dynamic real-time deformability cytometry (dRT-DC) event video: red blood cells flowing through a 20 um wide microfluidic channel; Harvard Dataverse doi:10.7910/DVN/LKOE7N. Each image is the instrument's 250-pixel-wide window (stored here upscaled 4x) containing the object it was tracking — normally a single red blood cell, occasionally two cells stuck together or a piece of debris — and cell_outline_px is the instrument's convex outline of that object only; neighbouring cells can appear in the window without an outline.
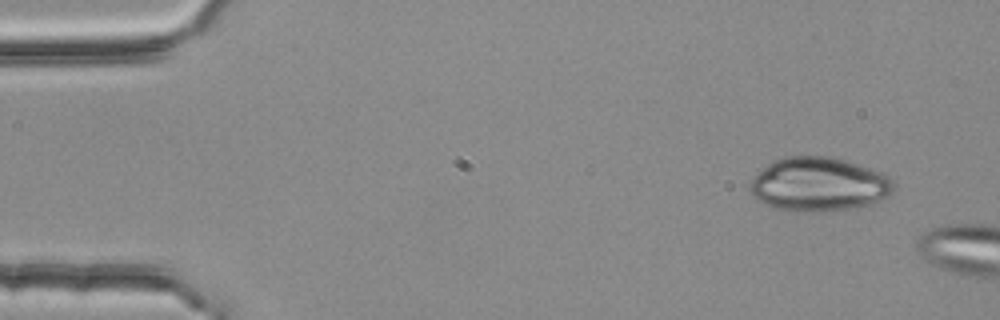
{"species": "common noctule bat (a hibernating species)", "species_latin": "Nyctalus noctula", "temperature_condition": "room temperature", "stored_images_in_passage": 2, "camera_frame_rate_fps": 3000, "um_per_image_px": 0.085, "animal": {"sex": "female", "body_mass_g": 25.1}, "frame": {"image": 1, "passage_image": 1, "time_ms": 0.0, "image_size_px": [1000, 320], "cell_outline_px": [[896, 188], [892, 192], [868, 204], [852, 208], [812, 212], [792, 212], [776, 208], [764, 204], [756, 200], [748, 188], [748, 184], [768, 164], [784, 156], [828, 156], [844, 160], [884, 172], [896, 180]], "centroid_in_image_um": [69.6, 15.67], "position_along_channel_um": 15.4, "area_um2": 45.26}}